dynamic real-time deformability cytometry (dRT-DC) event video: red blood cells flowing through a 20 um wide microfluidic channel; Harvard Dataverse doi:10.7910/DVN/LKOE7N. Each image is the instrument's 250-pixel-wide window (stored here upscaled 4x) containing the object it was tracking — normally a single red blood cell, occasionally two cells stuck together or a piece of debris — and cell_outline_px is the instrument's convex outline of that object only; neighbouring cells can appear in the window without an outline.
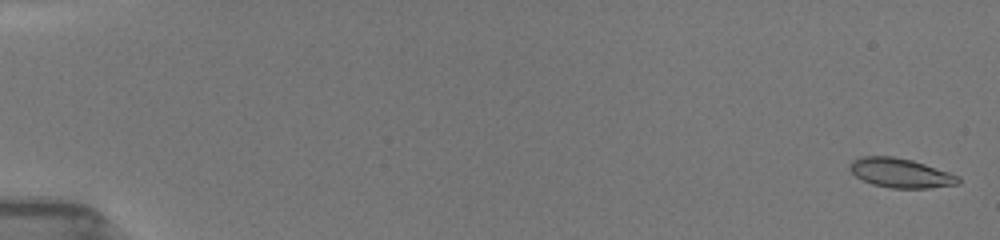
{"species": "common noctule bat (a hibernating species)", "species_latin": "Nyctalus noctula", "temperature_condition": "room temperature", "stored_images_in_passage": 30, "camera_frame_rate_fps": 3000, "um_per_image_px": 0.085, "animal": {"sex": "female", "body_mass_g": 19.5, "forearm_length_mm": 54.1}, "frame": {"image": 1, "passage_image": 1, "time_ms": 0.0, "image_size_px": [1000, 240], "cell_outline_px": [[960, 184], [928, 188], [892, 188], [872, 184], [856, 176], [848, 168], [848, 164], [852, 160], [860, 156], [892, 156], [912, 160], [960, 176]], "centroid_in_image_um": [76.53, 14.7], "position_along_channel_um": 8.5, "area_um2": 18.55}}
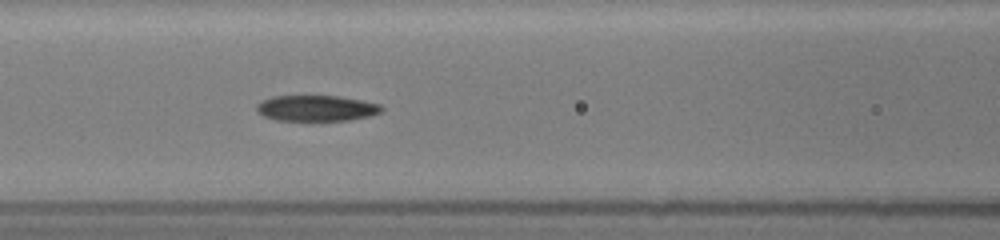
{"frame": {"image": 2, "passage_image": 14, "time_ms": 7.667, "image_size_px": [1000, 240], "cell_outline_px": [[384, 108], [380, 112], [368, 116], [348, 120], [276, 120], [264, 116], [256, 112], [256, 104], [260, 100], [272, 96], [340, 96], [364, 100], [380, 104]], "centroid_in_image_um": [26.86, 9.18], "position_along_channel_um": 139.7, "area_um2": 18.9}}
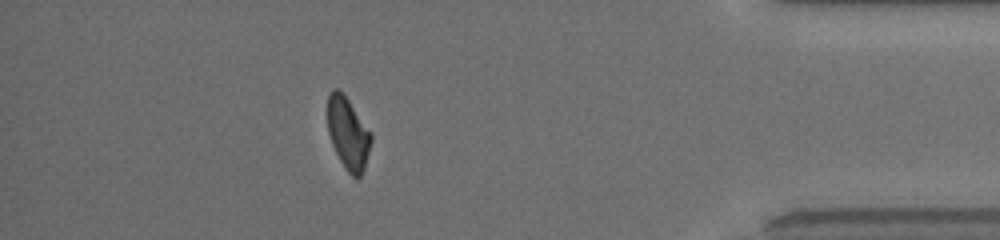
{"frame": {"image": 3, "passage_image": 26, "time_ms": 15.333, "image_size_px": [1000, 240], "cell_outline_px": [[372, 140], [364, 168], [360, 176], [352, 176], [344, 168], [332, 144], [328, 132], [328, 92], [332, 88], [336, 88], [344, 92], [372, 132]], "centroid_in_image_um": [29.59, 11.27], "position_along_channel_um": 405.6, "area_um2": 18.5}, "authors_computed_cell_mechanics": {"area_um2": 19.1896, "velocity_mm_per_s": 3.9574, "shape_relaxation_time_tau1_ms": null, "shape_relaxation_time_tau2_ms": 3.5015, "deformation_change_tau1": null, "deformation_change_tau2": 0.0899}}